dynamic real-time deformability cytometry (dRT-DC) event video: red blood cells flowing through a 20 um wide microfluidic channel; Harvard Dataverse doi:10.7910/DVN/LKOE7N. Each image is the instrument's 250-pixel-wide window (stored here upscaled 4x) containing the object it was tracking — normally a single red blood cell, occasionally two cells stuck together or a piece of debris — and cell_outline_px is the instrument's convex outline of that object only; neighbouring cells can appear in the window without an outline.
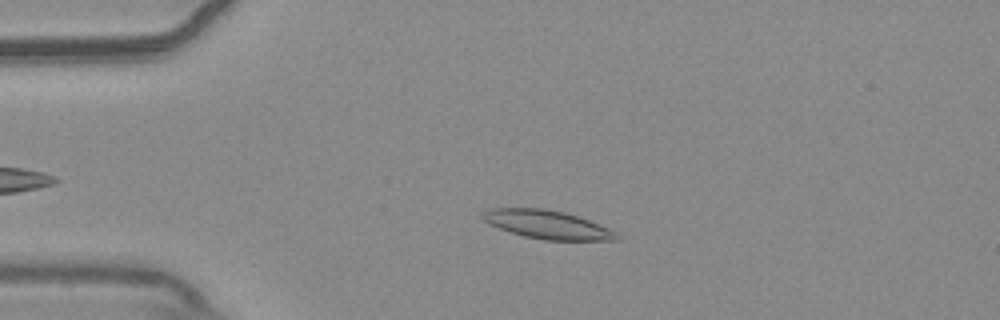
{"species": "common noctule bat (a hibernating species)", "species_latin": "Nyctalus noctula", "temperature_condition": "warm", "stored_images_in_passage": 49, "camera_frame_rate_fps": 3000, "um_per_image_px": 0.085, "animal": {"sex": "male", "body_mass_g": 20.4}, "frame": {"image": 1, "passage_image": 12, "time_ms": 3.667, "image_size_px": [1000, 320], "cell_outline_px": [[620, 240], [544, 240], [524, 236], [488, 224], [480, 216], [480, 212], [492, 208], [544, 208], [564, 212], [588, 220], [608, 228], [616, 232], [620, 236]], "centroid_in_image_um": [46.49, 19.08], "position_along_channel_um": 38.5, "area_um2": 22.14}}
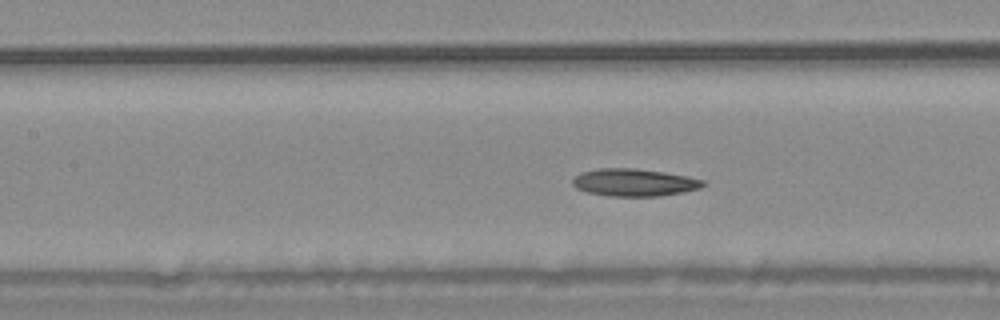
{"frame": {"image": 2, "passage_image": 24, "time_ms": 7.667, "image_size_px": [1000, 320], "cell_outline_px": [[708, 184], [700, 188], [684, 192], [660, 196], [608, 196], [588, 192], [576, 188], [572, 184], [572, 180], [580, 172], [600, 168], [636, 168], [664, 172], [688, 176], [704, 180]], "centroid_in_image_um": [53.93, 15.51], "position_along_channel_um": 153.5, "area_um2": 21.04}}
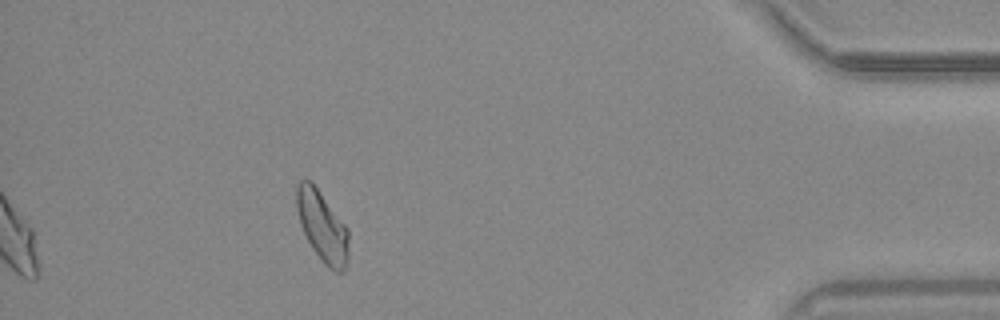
{"frame": {"image": 3, "passage_image": 49, "time_ms": 16.0, "image_size_px": [1000, 320], "cell_outline_px": [[348, 264], [344, 272], [336, 272], [328, 268], [324, 264], [312, 248], [300, 224], [296, 208], [296, 184], [300, 180], [312, 180], [348, 228]], "centroid_in_image_um": [27.4, 19.23], "position_along_channel_um": 407.8, "area_um2": 21.73}, "authors_computed_cell_mechanics": {"area_um2": 21.7328, "velocity_mm_per_s": 3.6813, "shape_relaxation_time_tau1_ms": 7.8883, "shape_relaxation_time_tau2_ms": null, "deformation_change_tau1": 0.1557, "deformation_change_tau2": null}}